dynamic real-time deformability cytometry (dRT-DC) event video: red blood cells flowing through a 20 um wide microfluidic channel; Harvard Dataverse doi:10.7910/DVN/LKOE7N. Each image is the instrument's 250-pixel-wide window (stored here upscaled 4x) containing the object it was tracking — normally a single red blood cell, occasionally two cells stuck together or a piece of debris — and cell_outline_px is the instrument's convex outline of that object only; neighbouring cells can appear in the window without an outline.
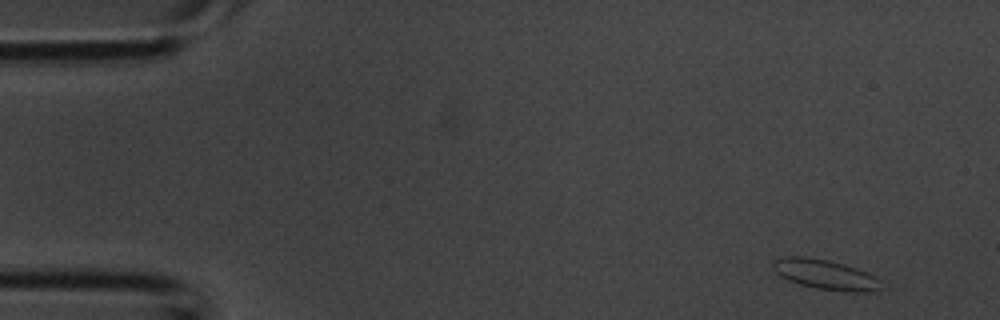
{"species": "common noctule bat (a hibernating species)", "species_latin": "Nyctalus noctula", "temperature_condition": "room temperature", "stored_images_in_passage": 5, "camera_frame_rate_fps": 3000, "um_per_image_px": 0.085, "animal": {"sex": "male", "body_mass_g": 20.1, "forearm_length_mm": 53.5}, "frame": {"image": 1, "passage_image": 5, "time_ms": 1.333, "image_size_px": [1000, 320], "cell_outline_px": [[880, 288], [876, 292], [852, 292], [816, 288], [800, 284], [788, 280], [780, 276], [772, 268], [772, 260], [788, 256], [804, 256], [828, 260], [844, 264], [856, 268], [880, 280]], "centroid_in_image_um": [70.11, 23.33], "position_along_channel_um": 14.9, "area_um2": 18.73}}